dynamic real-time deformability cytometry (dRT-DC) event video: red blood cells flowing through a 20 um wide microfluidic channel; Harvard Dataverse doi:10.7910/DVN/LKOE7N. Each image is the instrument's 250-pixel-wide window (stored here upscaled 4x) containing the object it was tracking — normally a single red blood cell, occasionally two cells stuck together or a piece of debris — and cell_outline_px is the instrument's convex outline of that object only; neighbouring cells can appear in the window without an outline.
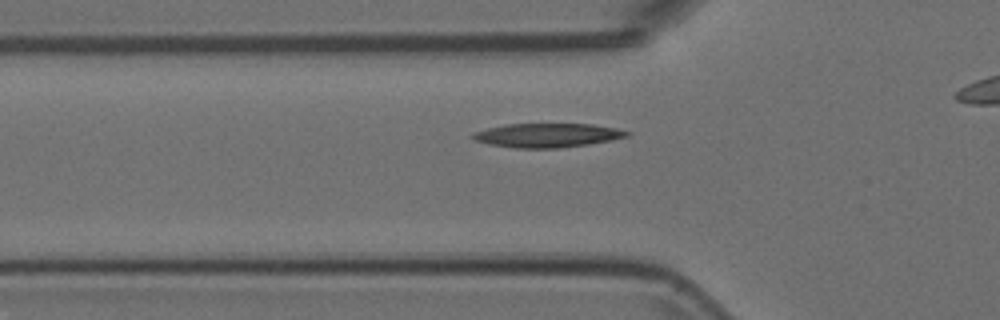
{"species": "Egyptian fruit bat (a non-hibernating species)", "species_latin": "Rousettus aegyptiacus", "temperature_condition": "room temperature", "stored_images_in_passage": 37, "camera_frame_rate_fps": 3000, "um_per_image_px": 0.085, "animal": {"sex": "female"}, "frame": {"image": 1, "passage_image": 11, "time_ms": 3.333, "image_size_px": [1000, 320], "cell_outline_px": [[632, 132], [628, 136], [612, 140], [588, 144], [556, 148], [516, 148], [488, 144], [476, 140], [468, 136], [472, 132], [504, 124], [592, 124], [616, 128]], "centroid_in_image_um": [46.5, 11.49], "position_along_channel_um": 79.3, "area_um2": 21.62}}
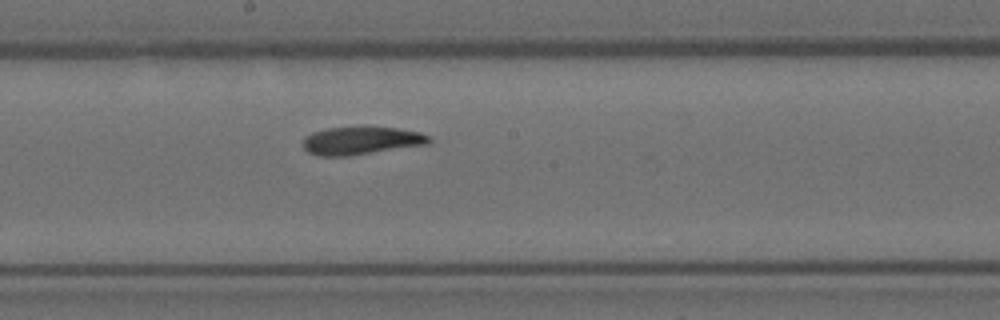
{"frame": {"image": 2, "passage_image": 22, "time_ms": 7.0, "image_size_px": [1000, 320], "cell_outline_px": [[432, 140], [428, 144], [348, 156], [320, 156], [308, 152], [304, 148], [304, 136], [312, 132], [328, 128], [364, 124], [396, 128], [420, 132], [432, 136]], "centroid_in_image_um": [30.72, 11.91], "position_along_channel_um": 217.5, "area_um2": 21.21}}
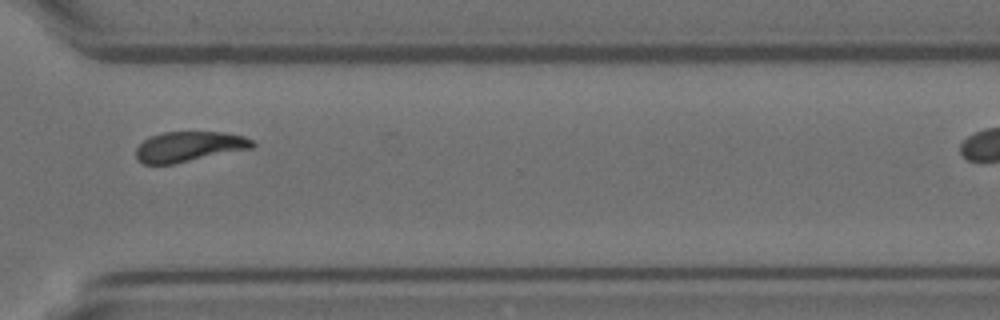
{"frame": {"image": 3, "passage_image": 33, "time_ms": 10.667, "image_size_px": [1000, 320], "cell_outline_px": [[256, 144], [252, 148], [172, 164], [144, 164], [136, 156], [136, 148], [144, 140], [152, 136], [164, 132], [224, 132], [244, 136], [252, 140]], "centroid_in_image_um": [16.09, 12.45], "position_along_channel_um": 354.5, "area_um2": 20.23}}